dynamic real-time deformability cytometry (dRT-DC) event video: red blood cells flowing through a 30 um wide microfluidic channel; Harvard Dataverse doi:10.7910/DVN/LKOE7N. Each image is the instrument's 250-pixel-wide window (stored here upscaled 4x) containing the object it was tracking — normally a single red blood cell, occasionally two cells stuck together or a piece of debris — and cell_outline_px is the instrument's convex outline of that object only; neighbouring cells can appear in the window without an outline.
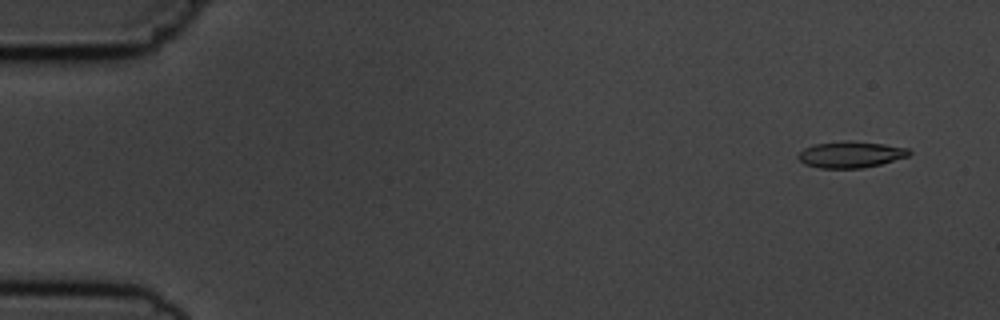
{"species": "common noctule bat (a hibernating species)", "species_latin": "Nyctalus noctula", "temperature_condition": "cold", "stored_images_in_passage": 4, "camera_frame_rate_fps": 3000, "um_per_image_px": 0.085, "animal": {"sex": "male", "body_mass_g": 19.5, "forearm_length_mm": 54.6}, "frame": {"image": 1, "passage_image": 1, "time_ms": 0.0, "image_size_px": [1000, 320], "cell_outline_px": [[912, 152], [908, 156], [880, 164], [864, 168], [820, 168], [804, 164], [796, 156], [804, 148], [816, 144], [844, 140], [852, 140], [884, 144], [908, 148]], "centroid_in_image_um": [72.3, 13.13], "position_along_channel_um": 12.7, "area_um2": 17.11}}
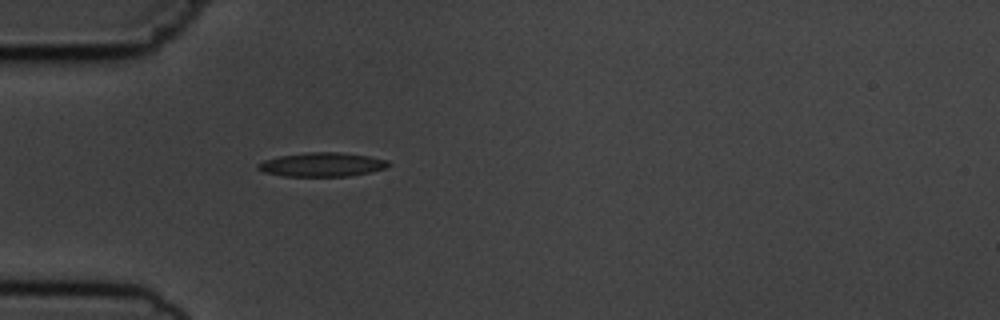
{"frame": {"image": 2, "passage_image": 4, "time_ms": 4.333, "image_size_px": [1000, 320], "cell_outline_px": [[392, 164], [384, 168], [372, 172], [348, 176], [280, 176], [264, 172], [256, 168], [256, 164], [264, 160], [280, 156], [308, 152], [340, 152], [368, 156], [388, 160]], "centroid_in_image_um": [27.37, 13.99], "position_along_channel_um": 57.6, "area_um2": 18.32}}